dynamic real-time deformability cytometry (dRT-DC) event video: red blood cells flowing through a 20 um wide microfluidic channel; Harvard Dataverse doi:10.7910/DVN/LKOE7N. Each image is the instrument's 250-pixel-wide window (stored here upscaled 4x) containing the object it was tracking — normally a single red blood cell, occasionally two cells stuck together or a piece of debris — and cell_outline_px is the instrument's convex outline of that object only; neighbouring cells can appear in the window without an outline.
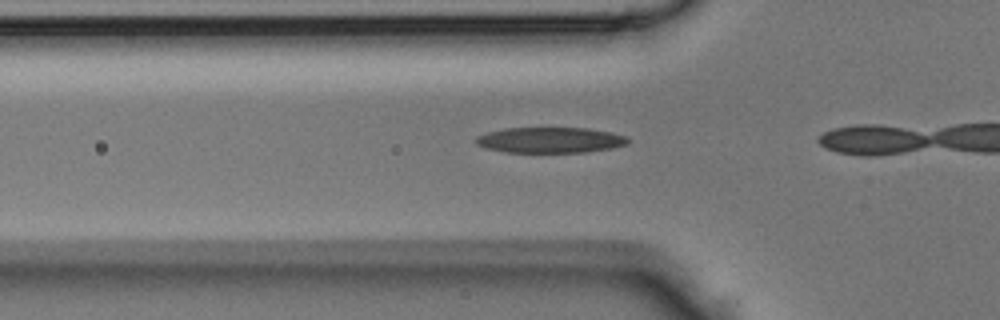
{"species": "Egyptian fruit bat (a non-hibernating species)", "species_latin": "Rousettus aegyptiacus", "temperature_condition": "room temperature", "stored_images_in_passage": 7, "camera_frame_rate_fps": 3000, "um_per_image_px": 0.085, "animal": {"sex": "male"}, "frame": {"image": 1, "passage_image": 4, "time_ms": 1.0, "image_size_px": [1000, 320], "cell_outline_px": [[628, 144], [612, 148], [584, 152], [504, 152], [484, 148], [476, 144], [476, 136], [488, 132], [504, 128], [588, 128], [612, 132], [628, 136]], "centroid_in_image_um": [46.77, 11.9], "position_along_channel_um": 79.0, "area_um2": 22.83}}